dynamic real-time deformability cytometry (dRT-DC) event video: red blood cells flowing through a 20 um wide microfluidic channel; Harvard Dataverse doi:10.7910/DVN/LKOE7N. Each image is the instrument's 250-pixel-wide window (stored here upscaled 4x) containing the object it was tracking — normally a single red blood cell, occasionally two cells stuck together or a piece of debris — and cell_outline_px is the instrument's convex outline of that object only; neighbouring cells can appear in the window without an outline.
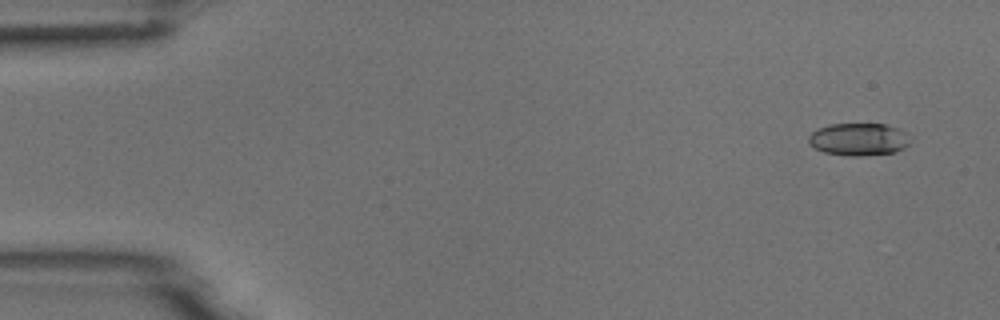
{"species": "common noctule bat (a hibernating species)", "species_latin": "Nyctalus noctula", "temperature_condition": "room temperature", "stored_images_in_passage": 5, "camera_frame_rate_fps": 3000, "um_per_image_px": 0.085, "animal": {"sex": "male", "body_mass_g": 18.8}, "frame": {"image": 1, "passage_image": 1, "time_ms": 0.0, "image_size_px": [1000, 320], "cell_outline_px": [[912, 140], [904, 148], [892, 152], [860, 156], [848, 156], [824, 152], [808, 144], [808, 136], [816, 128], [828, 124], [884, 124], [900, 128]], "centroid_in_image_um": [72.96, 11.83], "position_along_channel_um": 12.0, "area_um2": 19.36}}
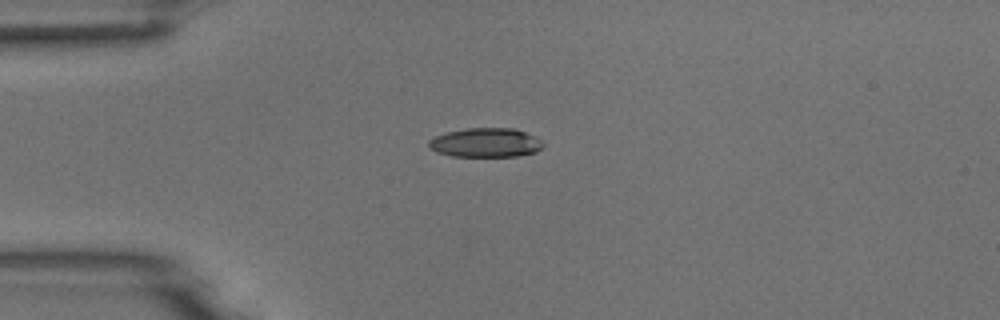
{"frame": {"image": 2, "passage_image": 4, "time_ms": 1.0, "image_size_px": [1000, 320], "cell_outline_px": [[544, 148], [536, 152], [516, 156], [452, 156], [436, 152], [428, 148], [428, 140], [436, 136], [448, 132], [468, 128], [516, 128], [536, 136], [544, 144]], "centroid_in_image_um": [41.3, 12.12], "position_along_channel_um": 43.7, "area_um2": 19.59}}
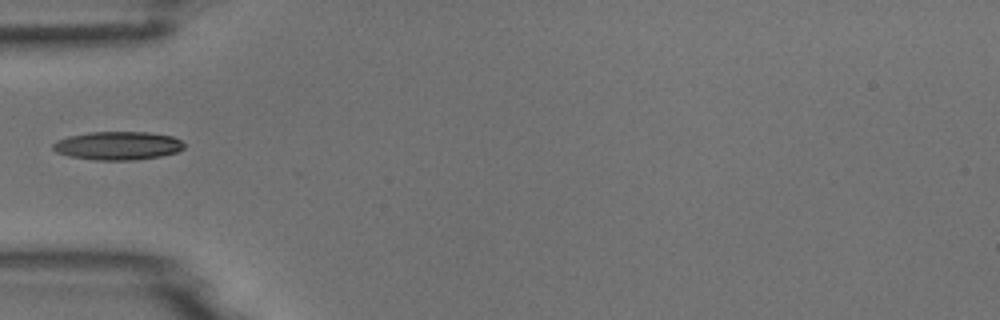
{"frame": {"image": 3, "passage_image": 5, "time_ms": 1.333, "image_size_px": [1000, 320], "cell_outline_px": [[184, 148], [176, 152], [160, 156], [132, 160], [96, 160], [68, 156], [56, 152], [52, 148], [52, 144], [56, 140], [68, 136], [92, 132], [148, 132], [172, 136], [180, 140], [184, 144]], "centroid_in_image_um": [9.98, 12.38], "position_along_channel_um": 75.0, "area_um2": 21.68}}